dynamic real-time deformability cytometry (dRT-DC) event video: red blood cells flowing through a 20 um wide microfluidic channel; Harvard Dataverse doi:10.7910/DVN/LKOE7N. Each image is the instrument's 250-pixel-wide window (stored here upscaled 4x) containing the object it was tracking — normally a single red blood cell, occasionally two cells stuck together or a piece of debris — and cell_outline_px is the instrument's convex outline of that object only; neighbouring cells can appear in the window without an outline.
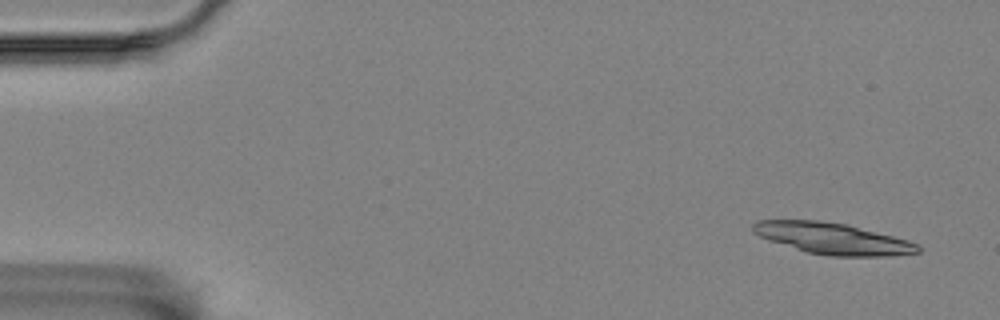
{"species": "Egyptian fruit bat (a non-hibernating species)", "species_latin": "Rousettus aegyptiacus", "temperature_condition": "room temperature", "stored_images_in_passage": 6, "camera_frame_rate_fps": 3000, "um_per_image_px": 0.085, "animal": {"sex": "female"}, "frame": {"image": 1, "passage_image": 1, "time_ms": 0.0, "image_size_px": [1000, 320], "cell_outline_px": [[920, 252], [892, 256], [828, 256], [808, 252], [768, 240], [752, 232], [752, 224], [756, 220], [820, 220], [848, 224], [908, 240], [920, 244]], "centroid_in_image_um": [70.79, 20.27], "position_along_channel_um": 14.2, "area_um2": 30.23}}